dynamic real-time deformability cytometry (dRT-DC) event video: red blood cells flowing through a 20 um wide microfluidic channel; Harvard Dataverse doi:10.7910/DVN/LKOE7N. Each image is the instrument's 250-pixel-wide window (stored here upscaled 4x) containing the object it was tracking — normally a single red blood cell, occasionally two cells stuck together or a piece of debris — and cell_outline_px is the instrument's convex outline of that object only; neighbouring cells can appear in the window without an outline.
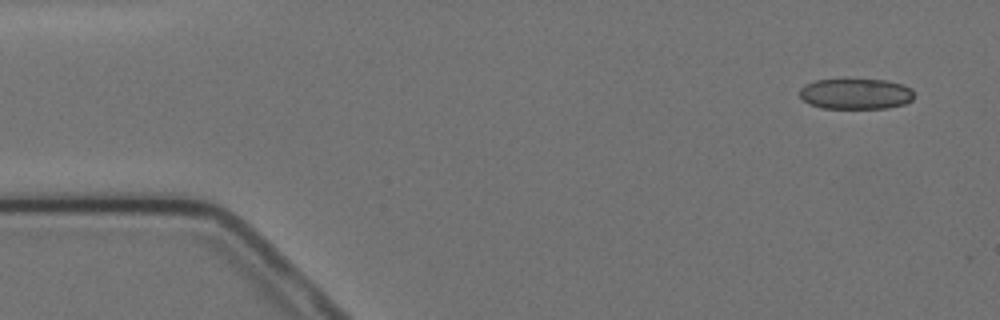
{"species": "Egyptian fruit bat (a non-hibernating species)", "species_latin": "Rousettus aegyptiacus", "temperature_condition": "cold", "stored_images_in_passage": 5, "camera_frame_rate_fps": 3000, "um_per_image_px": 0.085, "animal": {"sex": "female"}, "frame": {"image": 1, "passage_image": 1, "time_ms": 0.0, "image_size_px": [1000, 320], "cell_outline_px": [[912, 100], [904, 104], [888, 108], [820, 108], [808, 104], [800, 96], [800, 88], [804, 84], [816, 80], [888, 80], [904, 84], [912, 88]], "centroid_in_image_um": [72.73, 7.98], "position_along_channel_um": 12.3, "area_um2": 20.52}}
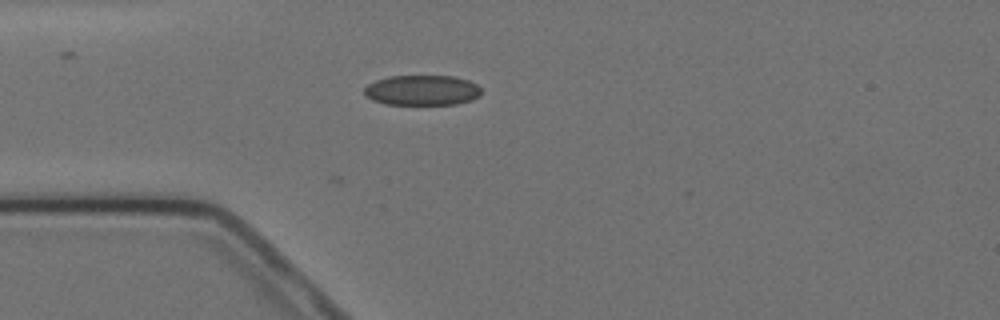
{"frame": {"image": 2, "passage_image": 4, "time_ms": 3.667, "image_size_px": [1000, 320], "cell_outline_px": [[480, 96], [472, 100], [456, 104], [384, 104], [372, 100], [364, 96], [364, 88], [368, 84], [376, 80], [388, 76], [452, 76], [468, 80], [476, 84], [480, 88]], "centroid_in_image_um": [35.85, 7.67], "position_along_channel_um": 49.1, "area_um2": 20.69}}